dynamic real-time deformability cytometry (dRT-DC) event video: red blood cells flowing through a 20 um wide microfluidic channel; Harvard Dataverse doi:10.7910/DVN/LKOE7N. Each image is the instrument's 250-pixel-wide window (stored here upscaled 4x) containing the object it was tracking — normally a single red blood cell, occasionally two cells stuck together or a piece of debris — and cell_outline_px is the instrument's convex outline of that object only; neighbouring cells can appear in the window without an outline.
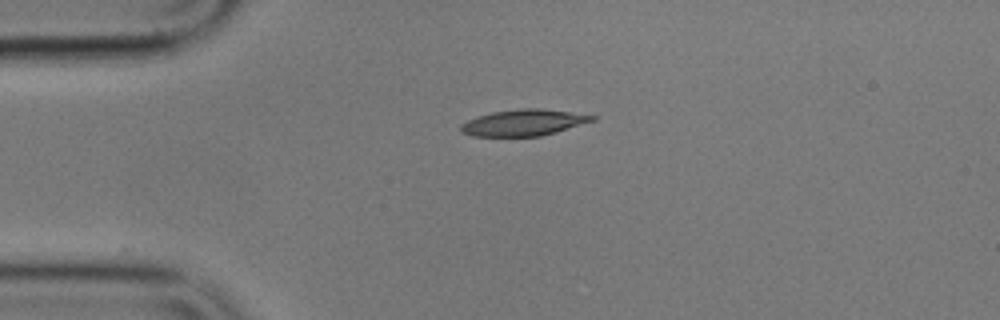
{"species": "common noctule bat (a hibernating species)", "species_latin": "Nyctalus noctula", "temperature_condition": "cold", "stored_images_in_passage": 44, "camera_frame_rate_fps": 3000, "um_per_image_px": 0.085, "animal": {"sex": "male", "body_mass_g": 17.9}, "frame": {"image": 1, "passage_image": 1, "time_ms": 0.0, "image_size_px": [1000, 320], "cell_outline_px": [[596, 120], [556, 132], [540, 136], [472, 136], [460, 132], [460, 124], [468, 120], [492, 112], [520, 108], [540, 108], [596, 116]], "centroid_in_image_um": [44.49, 10.43], "position_along_channel_um": 40.5, "area_um2": 20.0}}
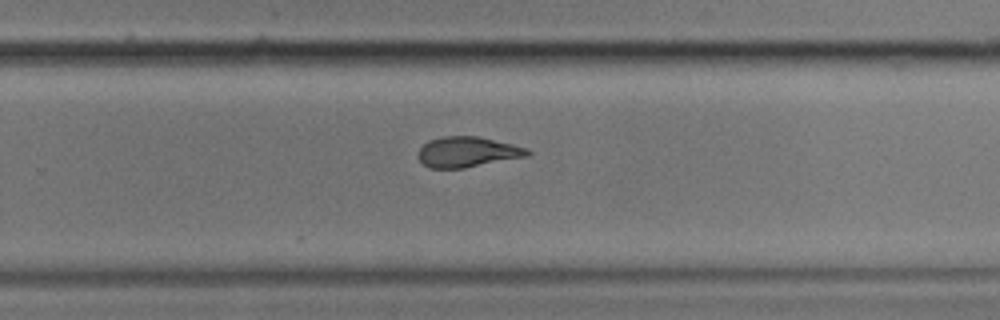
{"frame": {"image": 2, "passage_image": 24, "time_ms": 7.667, "image_size_px": [1000, 320], "cell_outline_px": [[532, 152], [528, 156], [464, 168], [428, 168], [420, 160], [416, 152], [428, 140], [444, 136], [476, 136], [512, 144], [528, 148]], "centroid_in_image_um": [39.72, 12.92], "position_along_channel_um": 290.1, "area_um2": 19.36}}
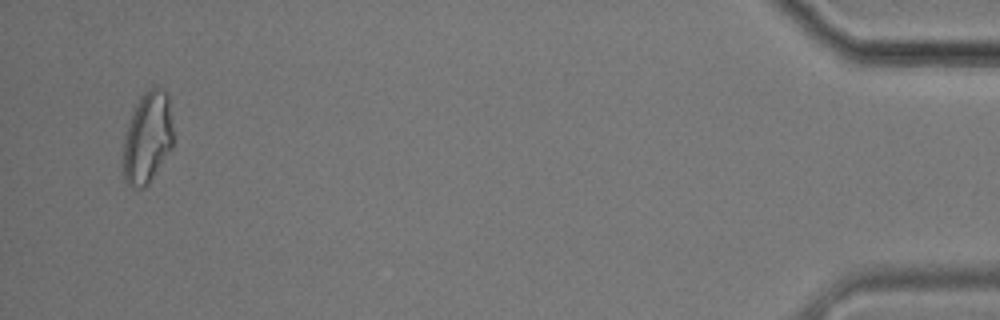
{"frame": {"image": 3, "passage_image": 42, "time_ms": 13.667, "image_size_px": [1000, 320], "cell_outline_px": [[172, 148], [148, 184], [144, 188], [132, 188], [128, 184], [124, 176], [124, 140], [132, 116], [140, 96], [144, 92], [152, 88], [160, 88], [168, 92], [172, 128]], "centroid_in_image_um": [12.56, 11.72], "position_along_channel_um": 422.6, "area_um2": 26.13}, "authors_computed_cell_mechanics": {"area_um2": 19.9121, "velocity_mm_per_s": 3.5831, "shape_relaxation_time_tau1_ms": null, "shape_relaxation_time_tau2_ms": 3.714, "deformation_change_tau1": null, "deformation_change_tau2": 0.0852}}